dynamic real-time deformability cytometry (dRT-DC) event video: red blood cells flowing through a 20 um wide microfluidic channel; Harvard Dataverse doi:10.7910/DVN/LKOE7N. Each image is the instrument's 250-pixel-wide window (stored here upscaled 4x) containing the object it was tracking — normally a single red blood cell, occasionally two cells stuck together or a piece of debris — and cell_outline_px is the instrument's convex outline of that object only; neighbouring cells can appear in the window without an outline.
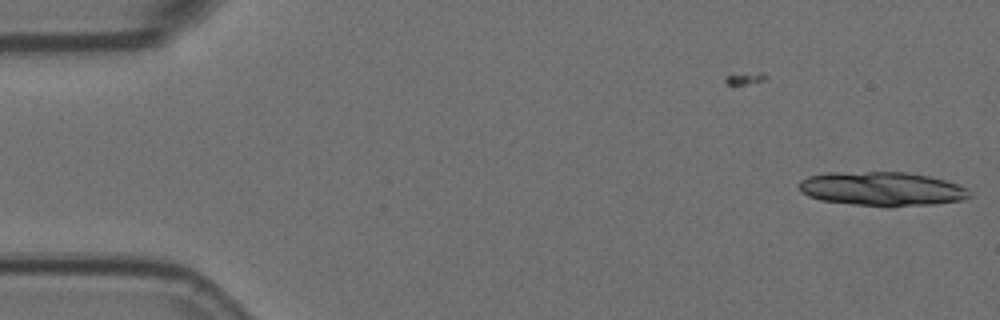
{"species": "Egyptian fruit bat (a non-hibernating species)", "species_latin": "Rousettus aegyptiacus", "temperature_condition": "room temperature", "stored_images_in_passage": 9, "camera_frame_rate_fps": 3000, "um_per_image_px": 0.085, "animal": {"sex": "female"}, "frame": {"image": 1, "passage_image": 9, "time_ms": 2.667, "image_size_px": [1000, 320], "cell_outline_px": [[972, 196], [964, 200], [932, 204], [888, 208], [820, 200], [808, 196], [800, 192], [800, 180], [808, 176], [828, 172], [908, 172], [928, 176], [944, 180], [968, 188]], "centroid_in_image_um": [74.97, 16.06], "position_along_channel_um": 10.0, "area_um2": 34.22}}